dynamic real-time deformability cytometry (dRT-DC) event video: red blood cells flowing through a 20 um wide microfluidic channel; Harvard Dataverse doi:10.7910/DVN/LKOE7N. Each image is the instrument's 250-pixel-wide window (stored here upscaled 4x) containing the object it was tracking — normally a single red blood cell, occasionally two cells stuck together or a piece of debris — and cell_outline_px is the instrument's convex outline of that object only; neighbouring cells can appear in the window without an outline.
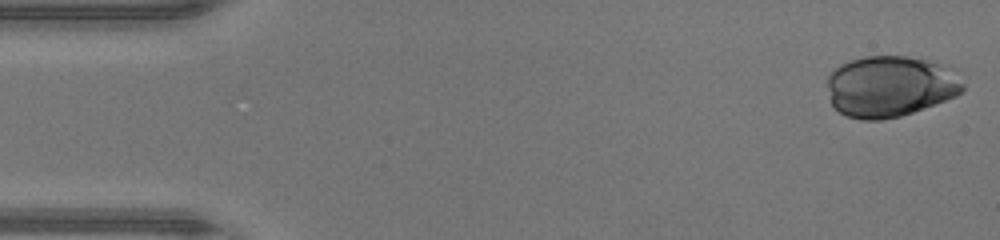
{"species": "human", "species_latin": "Homo sapiens", "temperature_condition": "warm", "stored_images_in_passage": 46, "camera_frame_rate_fps": 3000, "um_per_image_px": 0.085, "donor": {"sex": "male"}, "frame": {"image": 1, "passage_image": 1, "time_ms": 0.0, "image_size_px": [1000, 240], "cell_outline_px": [[964, 88], [956, 96], [912, 112], [900, 116], [880, 120], [860, 120], [848, 116], [840, 112], [832, 104], [828, 88], [828, 76], [840, 64], [864, 56], [904, 56], [924, 60], [936, 64], [964, 84]], "centroid_in_image_um": [75.57, 7.36], "position_along_channel_um": 9.4, "area_um2": 47.11}}
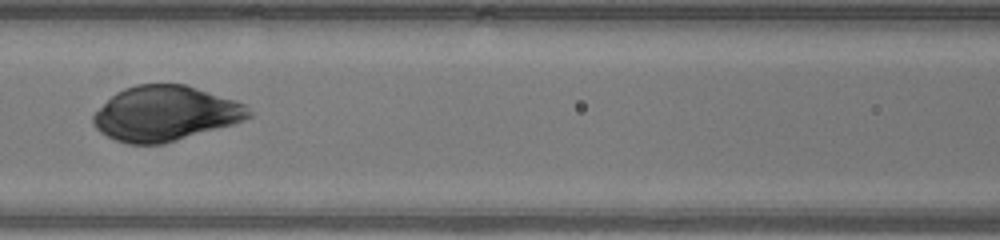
{"frame": {"image": 2, "passage_image": 20, "time_ms": 6.333, "image_size_px": [1000, 240], "cell_outline_px": [[252, 116], [232, 124], [164, 144], [128, 144], [116, 140], [100, 132], [92, 124], [92, 116], [116, 92], [124, 88], [136, 84], [184, 84], [244, 104], [252, 112]], "centroid_in_image_um": [14.02, 9.66], "position_along_channel_um": 152.6, "area_um2": 49.25}}
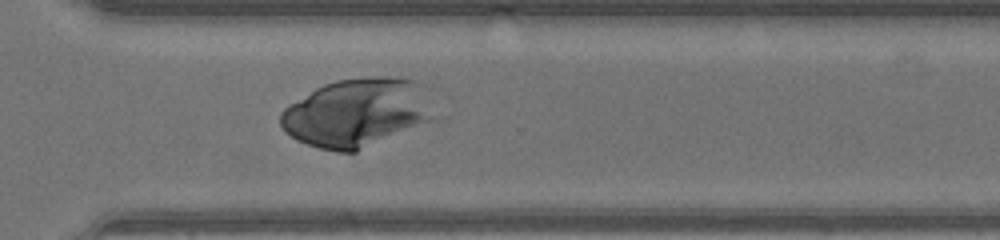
{"frame": {"image": 3, "passage_image": 33, "time_ms": 10.667, "image_size_px": [1000, 240], "cell_outline_px": [[428, 120], [356, 152], [340, 152], [320, 148], [296, 140], [284, 132], [280, 124], [280, 112], [288, 104], [316, 88], [324, 84], [336, 80], [364, 76], [404, 76], [412, 80], [416, 84]], "centroid_in_image_um": [30.1, 9.58], "position_along_channel_um": 340.5, "area_um2": 59.25}}